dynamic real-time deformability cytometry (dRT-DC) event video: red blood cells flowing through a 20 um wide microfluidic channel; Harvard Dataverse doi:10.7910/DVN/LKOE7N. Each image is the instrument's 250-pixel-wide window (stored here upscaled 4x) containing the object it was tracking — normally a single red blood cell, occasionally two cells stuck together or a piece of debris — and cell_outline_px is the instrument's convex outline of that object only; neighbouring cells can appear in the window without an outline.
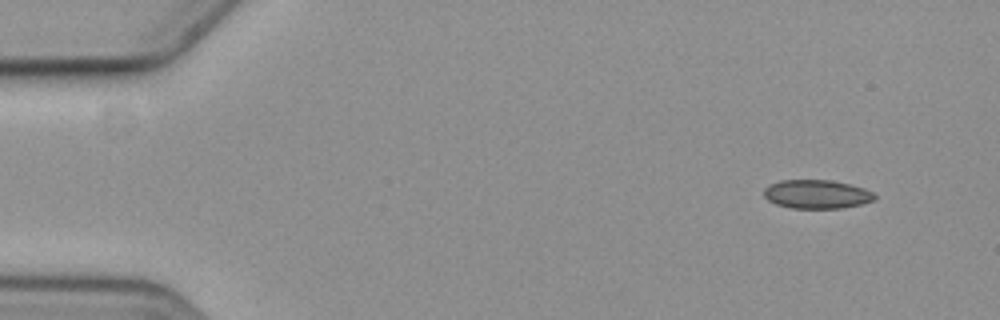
{"species": "common noctule bat (a hibernating species)", "species_latin": "Nyctalus noctula", "temperature_condition": "cold", "stored_images_in_passage": 9, "camera_frame_rate_fps": 3000, "um_per_image_px": 0.085, "animal": {"sex": "female", "body_mass_g": 19.3, "forearm_length_mm": 54.1}, "frame": {"image": 1, "passage_image": 1, "time_ms": 0.0, "image_size_px": [1000, 320], "cell_outline_px": [[876, 196], [872, 200], [860, 204], [840, 208], [792, 208], [776, 204], [768, 200], [764, 196], [764, 188], [768, 184], [780, 180], [832, 180], [864, 188], [872, 192]], "centroid_in_image_um": [69.37, 16.5], "position_along_channel_um": 15.6, "area_um2": 18.44}}
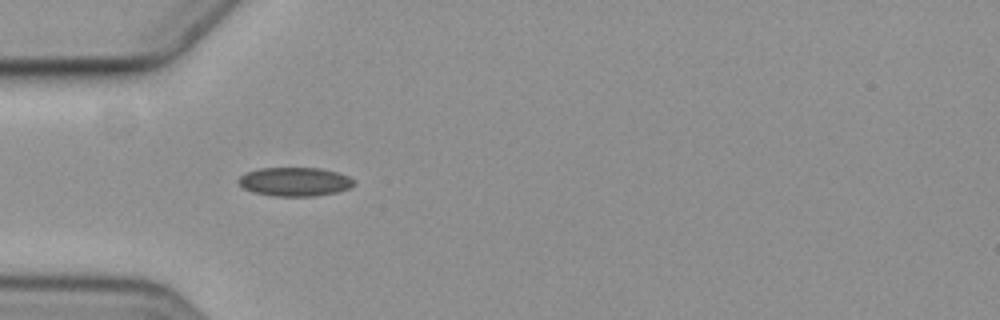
{"frame": {"image": 2, "passage_image": 4, "time_ms": 4.333, "image_size_px": [1000, 320], "cell_outline_px": [[356, 184], [348, 188], [336, 192], [312, 196], [276, 196], [252, 192], [244, 188], [236, 180], [240, 176], [248, 172], [260, 168], [320, 168], [336, 172], [348, 176]], "centroid_in_image_um": [25.03, 15.44], "position_along_channel_um": 60.0, "area_um2": 19.19}}
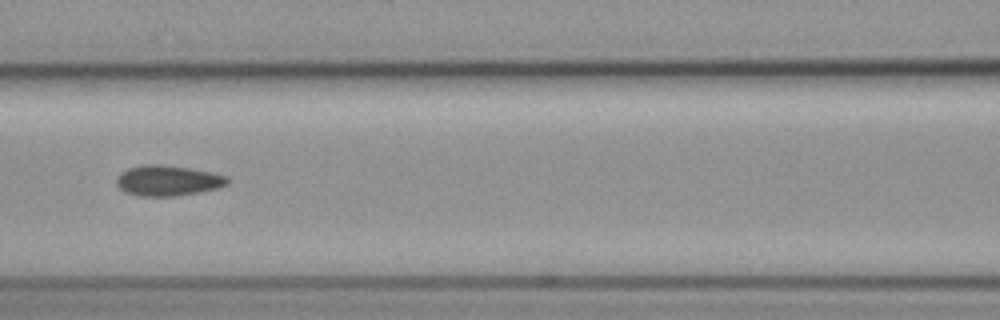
{"frame": {"image": 3, "passage_image": 6, "time_ms": 7.0, "image_size_px": [1000, 320], "cell_outline_px": [[228, 184], [220, 188], [200, 192], [176, 196], [136, 196], [124, 192], [116, 184], [116, 176], [120, 172], [128, 168], [140, 164], [160, 164], [188, 168], [212, 172], [228, 176]], "centroid_in_image_um": [14.24, 15.35], "position_along_channel_um": 152.4, "area_um2": 20.06}}